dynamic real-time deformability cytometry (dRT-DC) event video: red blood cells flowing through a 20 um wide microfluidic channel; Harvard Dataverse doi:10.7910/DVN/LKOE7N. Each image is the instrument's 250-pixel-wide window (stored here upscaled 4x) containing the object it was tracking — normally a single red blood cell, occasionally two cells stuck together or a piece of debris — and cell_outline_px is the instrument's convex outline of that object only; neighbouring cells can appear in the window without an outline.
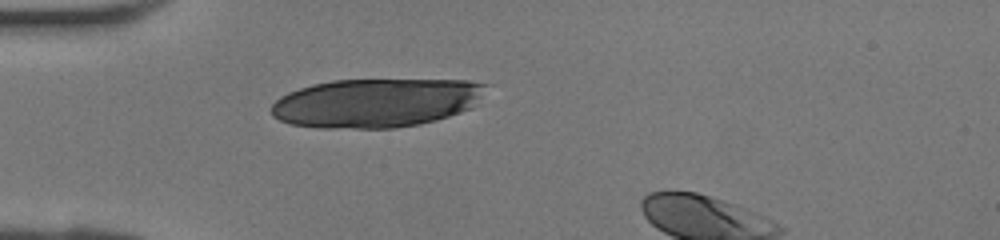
{"species": "human", "species_latin": "Homo sapiens", "temperature_condition": "room temperature", "stored_images_in_passage": 27, "camera_frame_rate_fps": 3000, "um_per_image_px": 0.085, "donor": {"sex": "female"}, "frame": {"image": 1, "passage_image": 1, "time_ms": 0.0, "image_size_px": [1000, 240], "cell_outline_px": [[488, 84], [476, 104], [472, 108], [436, 120], [420, 124], [396, 128], [320, 128], [292, 124], [280, 120], [272, 116], [272, 104], [280, 96], [288, 92], [312, 84], [332, 80], [468, 80]], "centroid_in_image_um": [31.96, 8.74], "position_along_channel_um": 53.0, "area_um2": 61.21}}